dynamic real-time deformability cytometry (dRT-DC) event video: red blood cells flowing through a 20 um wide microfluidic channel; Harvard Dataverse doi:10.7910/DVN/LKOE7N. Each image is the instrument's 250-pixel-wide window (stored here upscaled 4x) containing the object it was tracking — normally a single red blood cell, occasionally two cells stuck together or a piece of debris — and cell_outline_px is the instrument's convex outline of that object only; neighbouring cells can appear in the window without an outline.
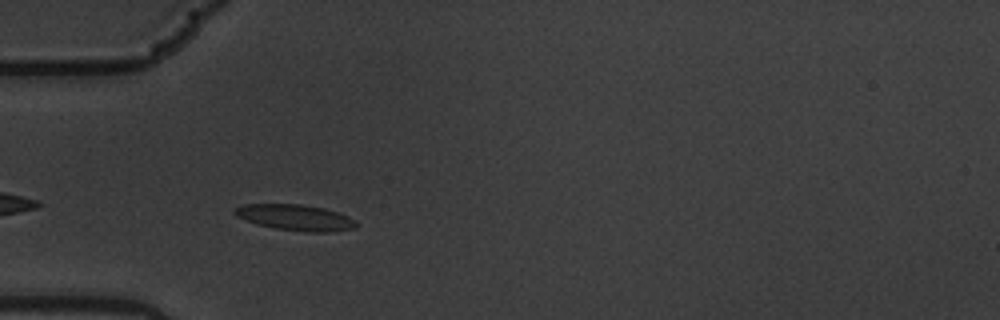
{"species": "common noctule bat (a hibernating species)", "species_latin": "Nyctalus noctula", "temperature_condition": "warm", "stored_images_in_passage": 7, "camera_frame_rate_fps": 3000, "um_per_image_px": 0.085, "animal": {"sex": "male", "body_mass_g": 19.5, "forearm_length_mm": 54.6}, "frame": {"image": 1, "passage_image": 4, "time_ms": 1.0, "image_size_px": [1000, 320], "cell_outline_px": [[356, 228], [328, 232], [308, 232], [276, 228], [256, 224], [236, 216], [232, 212], [236, 208], [244, 204], [300, 204], [324, 208], [348, 216], [356, 224]], "centroid_in_image_um": [25.07, 18.48], "position_along_channel_um": 59.9, "area_um2": 18.15}}
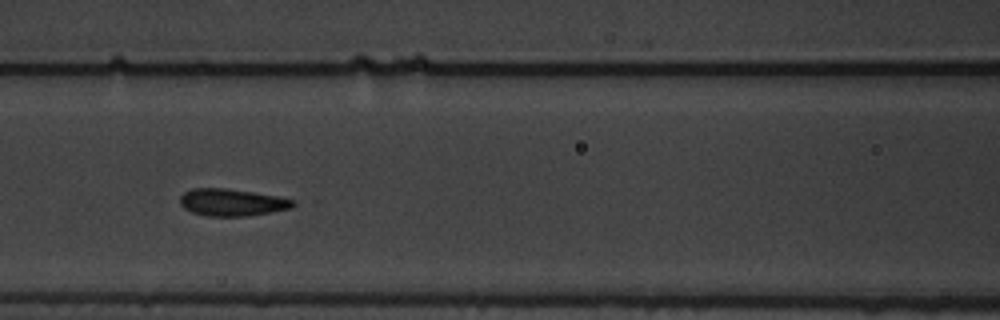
{"frame": {"image": 2, "passage_image": 6, "time_ms": 1.667, "image_size_px": [1000, 320], "cell_outline_px": [[296, 204], [292, 208], [272, 212], [248, 216], [208, 216], [192, 212], [184, 208], [180, 204], [180, 196], [184, 192], [192, 188], [224, 188], [280, 196], [296, 200]], "centroid_in_image_um": [19.75, 17.2], "position_along_channel_um": 146.8, "area_um2": 18.03}}
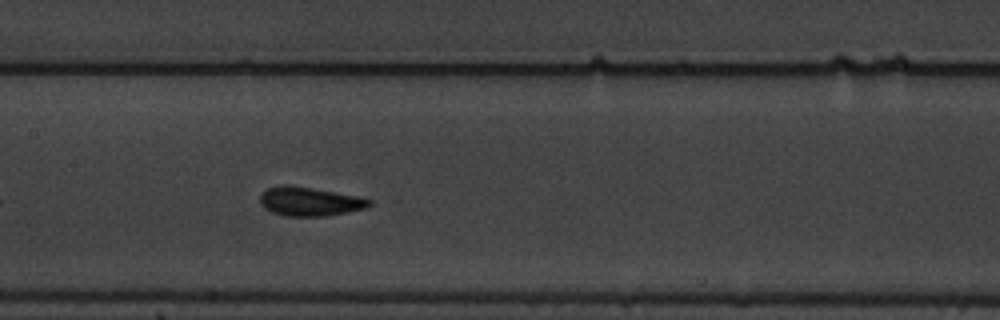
{"frame": {"image": 3, "passage_image": 7, "time_ms": 2.0, "image_size_px": [1000, 320], "cell_outline_px": [[372, 204], [364, 208], [324, 216], [284, 216], [272, 212], [264, 208], [260, 204], [260, 196], [268, 188], [280, 184], [288, 184], [360, 196], [372, 200]], "centroid_in_image_um": [26.29, 17.11], "position_along_channel_um": 181.1, "area_um2": 18.38}}